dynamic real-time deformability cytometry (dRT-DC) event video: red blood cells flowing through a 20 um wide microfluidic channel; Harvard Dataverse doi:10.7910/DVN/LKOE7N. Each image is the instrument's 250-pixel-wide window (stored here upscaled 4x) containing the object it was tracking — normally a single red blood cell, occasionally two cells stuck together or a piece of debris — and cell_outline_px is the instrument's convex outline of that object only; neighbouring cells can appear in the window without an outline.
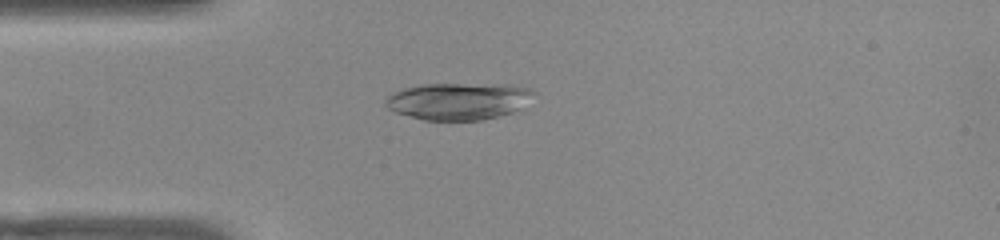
{"species": "common noctule bat (a hibernating species)", "species_latin": "Nyctalus noctula", "temperature_condition": "warm", "stored_images_in_passage": 40, "camera_frame_rate_fps": 3000, "um_per_image_px": 0.085, "animal": {"sex": "female", "body_mass_g": 22.0, "forearm_length_mm": 56.7}, "frame": {"image": 1, "passage_image": 1, "time_ms": 0.0, "image_size_px": [1000, 240], "cell_outline_px": [[536, 92], [512, 112], [480, 120], [424, 120], [396, 112], [388, 108], [384, 100], [392, 92], [404, 88], [424, 84], [508, 84], [528, 88]], "centroid_in_image_um": [38.9, 8.58], "position_along_channel_um": 46.1, "area_um2": 31.5}}
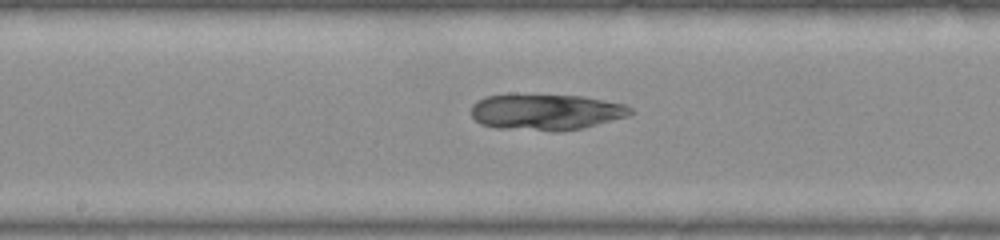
{"frame": {"image": 2, "passage_image": 14, "time_ms": 4.333, "image_size_px": [1000, 240], "cell_outline_px": [[632, 112], [628, 116], [580, 128], [556, 132], [552, 132], [496, 128], [480, 124], [472, 116], [472, 104], [476, 100], [484, 96], [580, 96], [624, 104], [632, 108]], "centroid_in_image_um": [46.38, 9.55], "position_along_channel_um": 201.8, "area_um2": 32.95}}
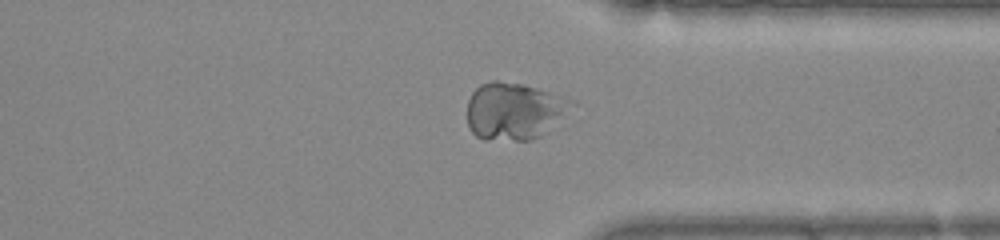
{"frame": {"image": 3, "passage_image": 27, "time_ms": 8.667, "image_size_px": [1000, 240], "cell_outline_px": [[576, 104], [548, 132], [532, 140], [484, 140], [476, 136], [468, 128], [468, 100], [472, 92], [480, 84], [492, 80], [496, 80], [520, 84], [536, 88], [572, 100]], "centroid_in_image_um": [43.69, 9.46], "position_along_channel_um": 367.7, "area_um2": 34.91}}